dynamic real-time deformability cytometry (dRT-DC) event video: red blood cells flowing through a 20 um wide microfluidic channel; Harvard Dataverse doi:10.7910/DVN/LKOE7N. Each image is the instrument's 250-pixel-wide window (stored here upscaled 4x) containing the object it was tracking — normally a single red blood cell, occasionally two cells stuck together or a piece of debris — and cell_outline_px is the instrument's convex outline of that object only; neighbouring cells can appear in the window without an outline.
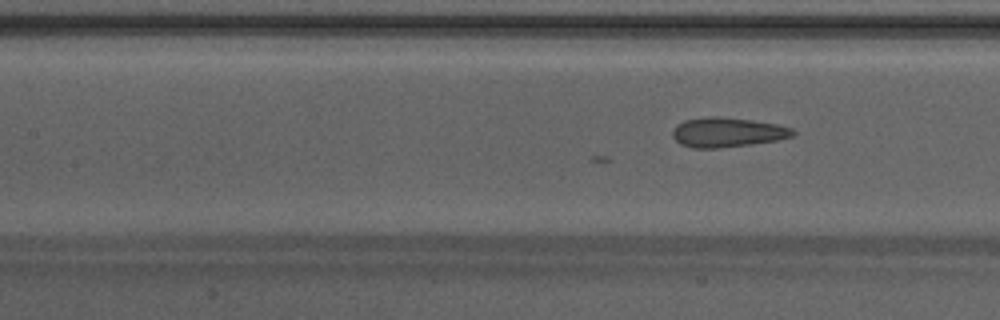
{"species": "Egyptian fruit bat (a non-hibernating species)", "species_latin": "Rousettus aegyptiacus", "temperature_condition": "warm", "stored_images_in_passage": 39, "camera_frame_rate_fps": 3000, "um_per_image_px": 0.085, "animal": {"sex": "male"}, "frame": {"image": 1, "passage_image": 12, "time_ms": 3.667, "image_size_px": [1000, 320], "cell_outline_px": [[796, 132], [792, 136], [776, 140], [752, 144], [716, 148], [692, 148], [680, 144], [672, 136], [672, 128], [676, 124], [684, 120], [704, 116], [716, 116], [752, 120], [776, 124], [792, 128]], "centroid_in_image_um": [61.77, 11.24], "position_along_channel_um": 145.6, "area_um2": 20.87}}